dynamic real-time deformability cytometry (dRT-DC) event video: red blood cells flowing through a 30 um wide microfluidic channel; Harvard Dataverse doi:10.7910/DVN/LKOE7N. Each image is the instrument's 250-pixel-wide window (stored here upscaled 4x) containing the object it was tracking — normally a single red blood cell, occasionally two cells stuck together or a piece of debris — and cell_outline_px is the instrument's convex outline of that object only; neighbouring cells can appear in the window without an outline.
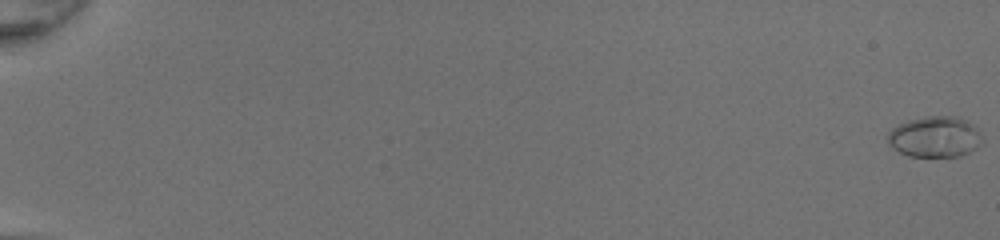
{"species": "common noctule bat (a hibernating species)", "species_latin": "Nyctalus noctula", "temperature_condition": "room temperature", "stored_images_in_passage": 52, "camera_frame_rate_fps": 3000, "um_per_image_px": 0.085, "animal": {"sex": "female", "body_mass_g": 20.0, "forearm_length_mm": 54.0}, "frame": {"image": 1, "passage_image": 1, "time_ms": 0.0, "image_size_px": [1000, 240], "cell_outline_px": [[984, 144], [960, 156], [908, 156], [892, 148], [888, 144], [888, 132], [892, 128], [908, 120], [928, 116], [960, 116], [968, 120], [980, 128], [984, 140]], "centroid_in_image_um": [79.54, 11.61], "position_along_channel_um": 5.5, "area_um2": 23.0}}
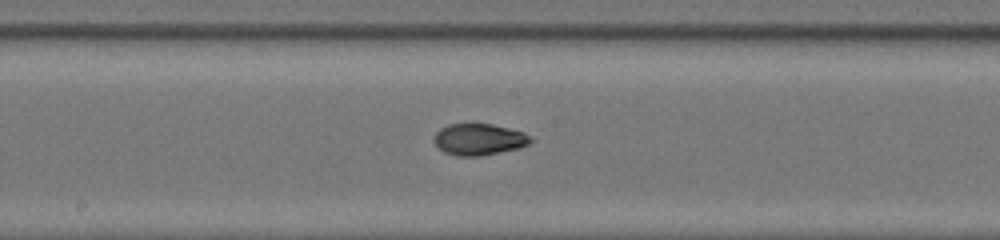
{"frame": {"image": 2, "passage_image": 31, "time_ms": 10.0, "image_size_px": [1000, 240], "cell_outline_px": [[532, 140], [528, 144], [520, 148], [480, 156], [456, 156], [444, 152], [432, 140], [436, 132], [440, 128], [448, 124], [492, 124], [524, 132], [532, 136]], "centroid_in_image_um": [40.71, 11.85], "position_along_channel_um": 207.5, "area_um2": 17.8}}
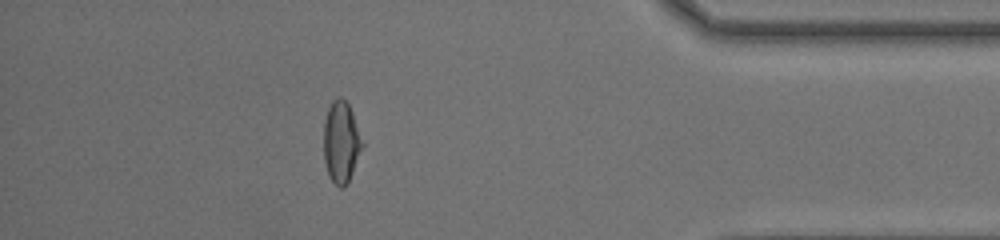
{"frame": {"image": 3, "passage_image": 47, "time_ms": 15.333, "image_size_px": [1000, 240], "cell_outline_px": [[364, 148], [344, 188], [340, 188], [328, 176], [324, 160], [324, 120], [328, 108], [332, 100], [340, 96], [348, 104], [352, 112], [364, 144]], "centroid_in_image_um": [29.0, 12.07], "position_along_channel_um": 406.2, "area_um2": 18.38}, "authors_computed_cell_mechanics": {"area_um2": 18.6116, "velocity_mm_per_s": 4.3039, "shape_relaxation_time_tau1_ms": 5.5187, "shape_relaxation_time_tau2_ms": 2.5494, "deformation_change_tau1": 0.2174, "deformation_change_tau2": 0.0629}}